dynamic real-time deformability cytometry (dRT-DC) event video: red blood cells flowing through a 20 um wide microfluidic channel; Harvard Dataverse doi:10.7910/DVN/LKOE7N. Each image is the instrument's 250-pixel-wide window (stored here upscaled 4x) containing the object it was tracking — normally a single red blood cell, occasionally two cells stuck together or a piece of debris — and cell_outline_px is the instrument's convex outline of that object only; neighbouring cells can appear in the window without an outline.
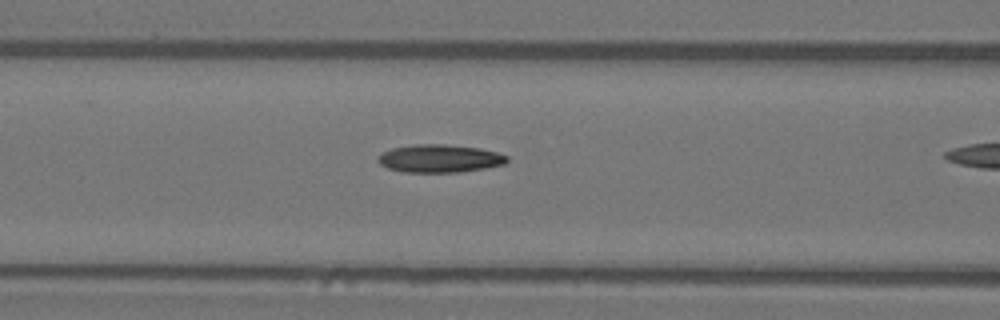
{"species": "Egyptian fruit bat (a non-hibernating species)", "species_latin": "Rousettus aegyptiacus", "temperature_condition": "warm", "stored_images_in_passage": 26, "camera_frame_rate_fps": 3000, "um_per_image_px": 0.085, "animal": {"sex": "female"}, "frame": {"image": 1, "passage_image": 22, "time_ms": 7.0, "image_size_px": [1000, 320], "cell_outline_px": [[508, 160], [504, 164], [484, 168], [456, 172], [404, 172], [388, 168], [380, 164], [376, 160], [376, 156], [392, 148], [416, 144], [444, 144], [480, 148], [496, 152], [508, 156]], "centroid_in_image_um": [37.34, 13.47], "position_along_channel_um": 129.3, "area_um2": 20.92}}